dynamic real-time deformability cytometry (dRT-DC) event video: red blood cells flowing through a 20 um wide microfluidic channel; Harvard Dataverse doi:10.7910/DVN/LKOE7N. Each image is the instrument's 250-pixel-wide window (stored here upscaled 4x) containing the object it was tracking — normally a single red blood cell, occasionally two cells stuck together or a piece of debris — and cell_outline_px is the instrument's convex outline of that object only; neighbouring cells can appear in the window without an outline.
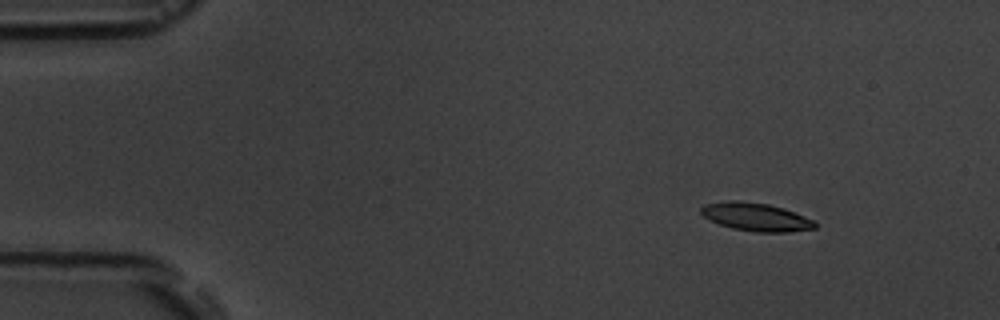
{"species": "common noctule bat (a hibernating species)", "species_latin": "Nyctalus noctula", "temperature_condition": "room temperature", "stored_images_in_passage": 6, "segment_of_instrument_passage": [1, 2], "camera_frame_rate_fps": 3000, "um_per_image_px": 0.085, "animal": {"sex": "male", "body_mass_g": 19.5, "forearm_length_mm": 54.6}, "frame": {"image": 1, "passage_image": 2, "time_ms": 1.333, "image_size_px": [1000, 320], "cell_outline_px": [[816, 228], [788, 232], [756, 232], [732, 228], [708, 220], [700, 212], [700, 208], [704, 204], [728, 200], [740, 200], [768, 204], [784, 208], [816, 220]], "centroid_in_image_um": [64.26, 18.43], "position_along_channel_um": 20.7, "area_um2": 18.9}}